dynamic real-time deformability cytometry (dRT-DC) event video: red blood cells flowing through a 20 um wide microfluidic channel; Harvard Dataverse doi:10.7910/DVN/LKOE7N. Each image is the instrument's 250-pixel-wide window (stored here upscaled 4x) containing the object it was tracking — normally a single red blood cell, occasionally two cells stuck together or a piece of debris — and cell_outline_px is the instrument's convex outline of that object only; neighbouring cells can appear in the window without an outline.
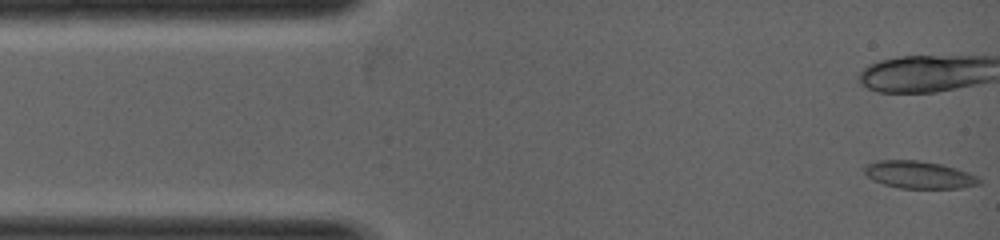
{"species": "common noctule bat (a hibernating species)", "species_latin": "Nyctalus noctula", "temperature_condition": "warm", "stored_images_in_passage": 2, "camera_frame_rate_fps": 5000, "um_per_image_px": 0.085, "animal": {"sex": "female", "body_mass_g": 19.0, "forearm_length_mm": 53.3}, "frame": {"image": 1, "passage_image": 1, "time_ms": 0.0, "image_size_px": [1000, 240], "cell_outline_px": [[980, 184], [960, 188], [900, 188], [884, 184], [868, 176], [864, 172], [864, 164], [876, 160], [920, 160], [944, 164], [968, 172], [976, 176], [980, 180]], "centroid_in_image_um": [78.11, 14.84], "position_along_channel_um": 6.9, "area_um2": 18.38}}